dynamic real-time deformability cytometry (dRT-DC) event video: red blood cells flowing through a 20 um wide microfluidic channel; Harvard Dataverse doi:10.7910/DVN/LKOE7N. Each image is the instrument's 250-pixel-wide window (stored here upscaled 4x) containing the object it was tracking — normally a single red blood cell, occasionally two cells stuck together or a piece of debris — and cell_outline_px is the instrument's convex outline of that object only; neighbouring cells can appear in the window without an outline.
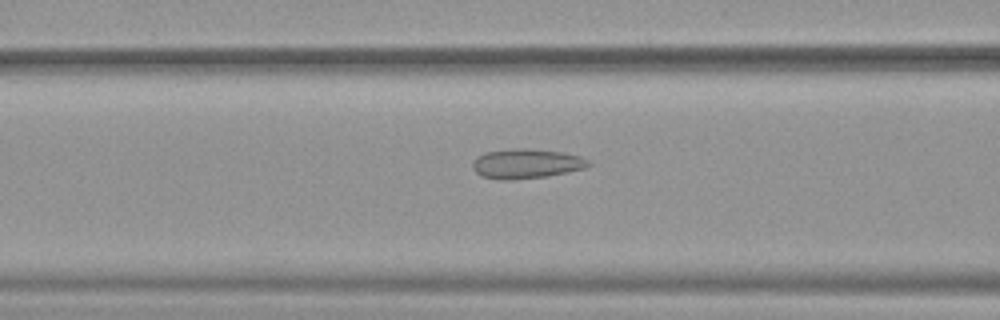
{"species": "common noctule bat (a hibernating species)", "species_latin": "Nyctalus noctula", "temperature_condition": "warm", "stored_images_in_passage": 37, "camera_frame_rate_fps": 3000, "um_per_image_px": 0.085, "animal": {"sex": "female", "body_mass_g": 19.9}, "frame": {"image": 1, "passage_image": 11, "time_ms": 3.333, "image_size_px": [1000, 320], "cell_outline_px": [[592, 164], [584, 168], [548, 176], [484, 176], [476, 172], [472, 168], [472, 164], [476, 156], [484, 152], [512, 148], [528, 148], [564, 152], [580, 156], [588, 160]], "centroid_in_image_um": [44.79, 13.83], "position_along_channel_um": 121.8, "area_um2": 19.07}}
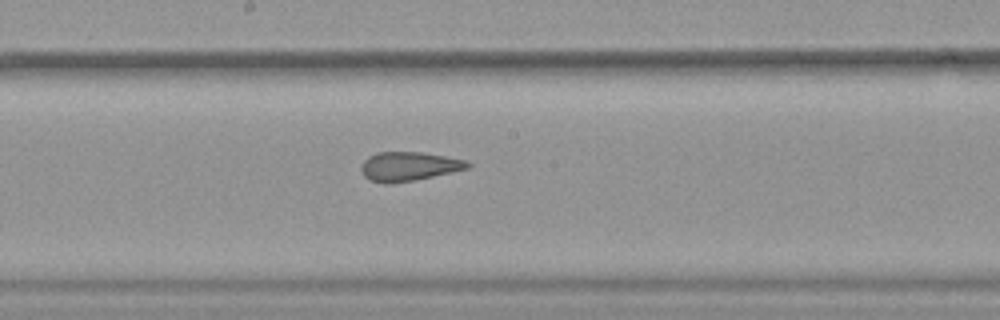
{"frame": {"image": 2, "passage_image": 18, "time_ms": 5.667, "image_size_px": [1000, 320], "cell_outline_px": [[472, 164], [468, 168], [452, 172], [416, 180], [384, 184], [368, 180], [364, 176], [360, 168], [360, 164], [368, 156], [376, 152], [424, 152], [468, 160]], "centroid_in_image_um": [34.73, 14.14], "position_along_channel_um": 213.5, "area_um2": 18.32}}
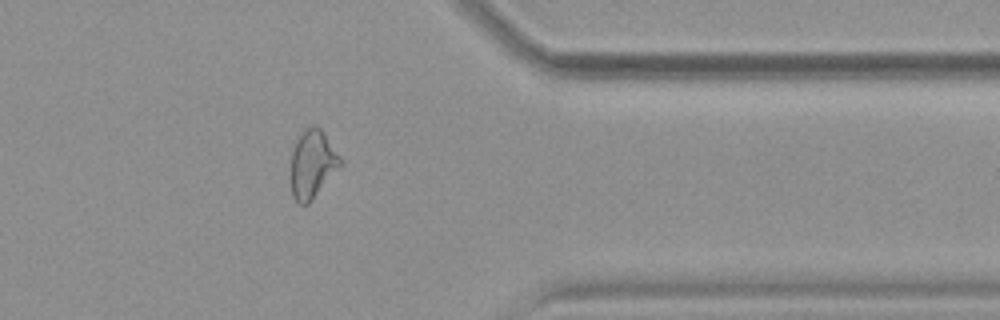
{"frame": {"image": 3, "passage_image": 32, "time_ms": 10.333, "image_size_px": [1000, 320], "cell_outline_px": [[344, 164], [308, 204], [300, 204], [292, 196], [292, 152], [296, 140], [300, 132], [304, 128], [312, 124], [316, 124], [324, 132], [344, 160]], "centroid_in_image_um": [26.61, 13.9], "position_along_channel_um": 384.8, "area_um2": 19.94}, "authors_computed_cell_mechanics": {"area_um2": 19.1318, "velocity_mm_per_s": 3.934, "shape_relaxation_time_tau1_ms": null, "shape_relaxation_time_tau2_ms": 1.3295, "deformation_change_tau1": null, "deformation_change_tau2": 0.0965}}